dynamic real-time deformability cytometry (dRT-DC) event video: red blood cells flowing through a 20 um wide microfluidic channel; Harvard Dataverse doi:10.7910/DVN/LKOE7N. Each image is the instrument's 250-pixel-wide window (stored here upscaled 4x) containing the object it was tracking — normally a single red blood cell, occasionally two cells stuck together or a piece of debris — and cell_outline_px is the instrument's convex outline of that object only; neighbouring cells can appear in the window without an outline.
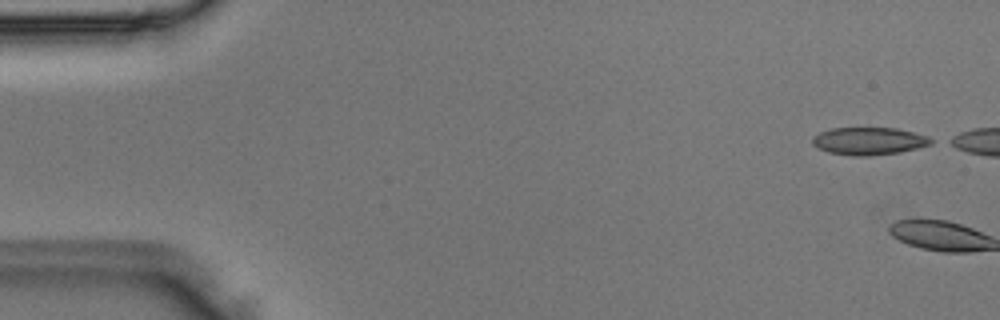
{"species": "Egyptian fruit bat (a non-hibernating species)", "species_latin": "Rousettus aegyptiacus", "temperature_condition": "room temperature", "stored_images_in_passage": 12, "camera_frame_rate_fps": 3000, "um_per_image_px": 0.085, "animal": {"sex": "male"}, "frame": {"image": 1, "passage_image": 1, "time_ms": 0.0, "image_size_px": [1000, 320], "cell_outline_px": [[936, 140], [932, 144], [900, 152], [868, 156], [852, 156], [828, 152], [816, 148], [812, 144], [812, 136], [820, 132], [832, 128], [896, 128], [928, 136]], "centroid_in_image_um": [73.84, 11.99], "position_along_channel_um": 11.2, "area_um2": 19.19}}